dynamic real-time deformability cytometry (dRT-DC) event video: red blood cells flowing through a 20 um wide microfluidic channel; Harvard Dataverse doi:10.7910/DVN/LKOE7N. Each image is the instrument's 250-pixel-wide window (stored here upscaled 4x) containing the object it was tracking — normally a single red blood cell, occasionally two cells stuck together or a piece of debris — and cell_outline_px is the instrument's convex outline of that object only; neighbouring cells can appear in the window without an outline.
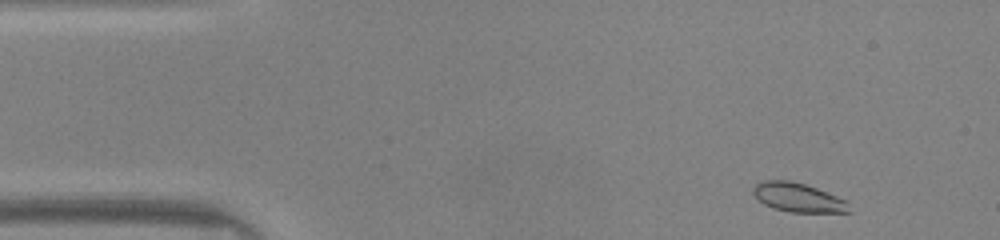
{"species": "common noctule bat (a hibernating species)", "species_latin": "Nyctalus noctula", "temperature_condition": "warm", "stored_images_in_passage": 45, "camera_frame_rate_fps": 3000, "um_per_image_px": 0.085, "animal": {"sex": "male", "body_mass_g": 20.0, "forearm_length_mm": 53.3}, "frame": {"image": 1, "passage_image": 2, "time_ms": 0.333, "image_size_px": [1000, 240], "cell_outline_px": [[852, 212], [792, 212], [772, 208], [764, 204], [752, 192], [752, 188], [760, 180], [788, 180], [804, 184], [816, 188], [848, 200]], "centroid_in_image_um": [67.86, 16.78], "position_along_channel_um": 17.1, "area_um2": 16.3}}
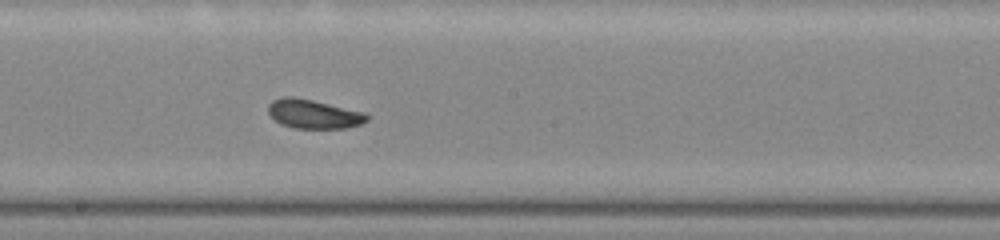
{"frame": {"image": 2, "passage_image": 23, "time_ms": 7.333, "image_size_px": [1000, 240], "cell_outline_px": [[368, 120], [360, 124], [344, 128], [296, 128], [280, 124], [268, 112], [268, 104], [272, 100], [284, 96], [292, 96], [312, 100], [364, 112], [368, 116]], "centroid_in_image_um": [26.63, 9.68], "position_along_channel_um": 221.6, "area_um2": 16.53}}
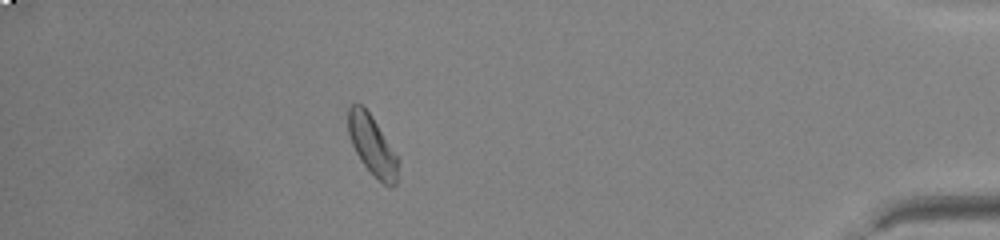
{"frame": {"image": 3, "passage_image": 40, "time_ms": 13.0, "image_size_px": [1000, 240], "cell_outline_px": [[400, 160], [396, 184], [392, 188], [388, 188], [360, 160], [352, 144], [348, 132], [348, 108], [352, 104], [360, 104], [372, 116]], "centroid_in_image_um": [31.67, 12.38], "position_along_channel_um": 403.5, "area_um2": 17.22}, "authors_computed_cell_mechanics": {"area_um2": 16.7042, "velocity_mm_per_s": 4.1525, "shape_relaxation_time_tau1_ms": null, "shape_relaxation_time_tau2_ms": 3.4176, "deformation_change_tau1": null, "deformation_change_tau2": 0.076}}